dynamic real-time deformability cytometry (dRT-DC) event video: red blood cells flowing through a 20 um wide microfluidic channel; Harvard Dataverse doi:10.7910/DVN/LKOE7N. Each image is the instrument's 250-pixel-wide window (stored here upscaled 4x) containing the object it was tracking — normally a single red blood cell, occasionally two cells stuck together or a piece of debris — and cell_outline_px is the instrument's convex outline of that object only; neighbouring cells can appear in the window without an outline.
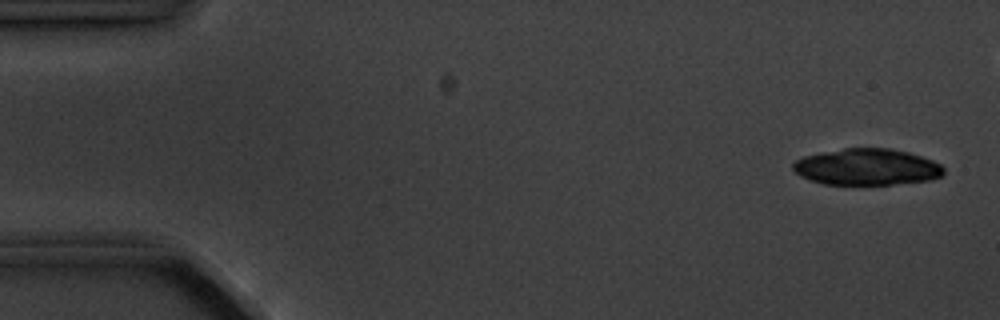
{"species": "common noctule bat (a hibernating species)", "species_latin": "Nyctalus noctula", "temperature_condition": "cold", "stored_images_in_passage": 5, "camera_frame_rate_fps": 3000, "um_per_image_px": 0.085, "animal": {"sex": "male", "body_mass_g": 20.1, "forearm_length_mm": 53.5}, "frame": {"image": 1, "passage_image": 1, "time_ms": 0.0, "image_size_px": [1000, 320], "cell_outline_px": [[944, 172], [940, 176], [928, 180], [892, 184], [824, 184], [800, 176], [792, 168], [792, 164], [796, 160], [804, 156], [820, 152], [844, 148], [888, 148], [908, 152], [932, 160], [940, 164], [944, 168]], "centroid_in_image_um": [73.66, 14.18], "position_along_channel_um": 11.3, "area_um2": 31.79}}